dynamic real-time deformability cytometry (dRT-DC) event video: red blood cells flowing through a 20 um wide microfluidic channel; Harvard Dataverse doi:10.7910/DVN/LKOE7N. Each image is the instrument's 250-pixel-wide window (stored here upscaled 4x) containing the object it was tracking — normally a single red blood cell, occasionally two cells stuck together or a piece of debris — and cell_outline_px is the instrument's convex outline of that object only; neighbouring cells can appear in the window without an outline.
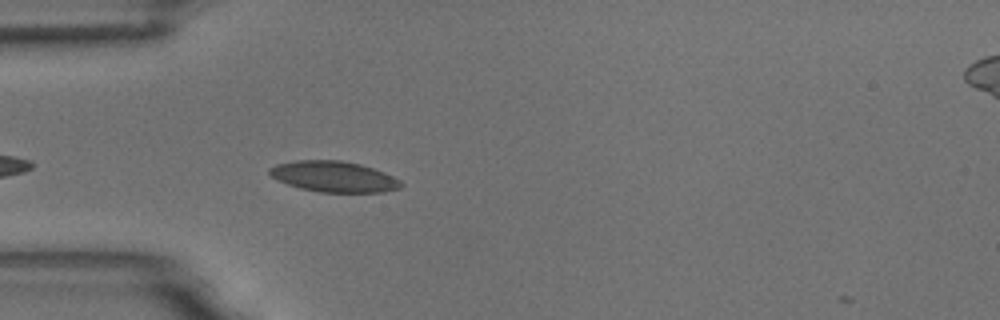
{"species": "common noctule bat (a hibernating species)", "species_latin": "Nyctalus noctula", "temperature_condition": "room temperature", "stored_images_in_passage": 5, "camera_frame_rate_fps": 3000, "um_per_image_px": 0.085, "animal": {"sex": "male", "body_mass_g": 18.8}, "frame": {"image": 1, "passage_image": 4, "time_ms": 1.0, "image_size_px": [1000, 320], "cell_outline_px": [[404, 184], [400, 188], [384, 192], [320, 192], [300, 188], [276, 180], [268, 172], [268, 168], [276, 164], [296, 160], [340, 160], [360, 164], [384, 172], [400, 180]], "centroid_in_image_um": [28.36, 15.01], "position_along_channel_um": 56.6, "area_um2": 23.64}}